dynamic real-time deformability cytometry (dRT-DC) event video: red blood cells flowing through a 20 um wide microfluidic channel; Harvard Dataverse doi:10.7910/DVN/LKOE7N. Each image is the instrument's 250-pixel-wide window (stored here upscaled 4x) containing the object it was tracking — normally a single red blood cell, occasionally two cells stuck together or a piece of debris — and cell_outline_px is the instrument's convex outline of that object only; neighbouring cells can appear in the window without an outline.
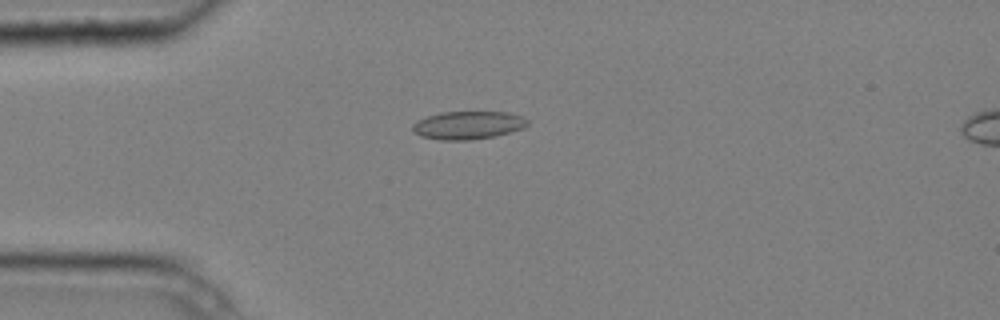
{"species": "common noctule bat (a hibernating species)", "species_latin": "Nyctalus noctula", "temperature_condition": "cold", "stored_images_in_passage": 2, "camera_frame_rate_fps": 3000, "um_per_image_px": 0.085, "animal": {"sex": "male", "body_mass_g": 20.4}, "frame": {"image": 1, "passage_image": 2, "time_ms": 0.333, "image_size_px": [1000, 320], "cell_outline_px": [[528, 124], [524, 128], [492, 136], [472, 140], [440, 140], [420, 136], [412, 128], [412, 124], [416, 120], [440, 112], [508, 112], [524, 116], [528, 120]], "centroid_in_image_um": [39.78, 10.63], "position_along_channel_um": 45.2, "area_um2": 18.79}}